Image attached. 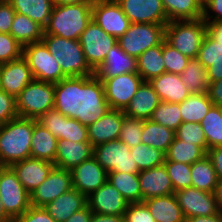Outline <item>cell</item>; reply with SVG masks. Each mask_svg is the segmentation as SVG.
Instances as JSON below:
<instances>
[{
	"instance_id": "cell-40",
	"label": "cell",
	"mask_w": 222,
	"mask_h": 222,
	"mask_svg": "<svg viewBox=\"0 0 222 222\" xmlns=\"http://www.w3.org/2000/svg\"><path fill=\"white\" fill-rule=\"evenodd\" d=\"M207 150L222 146V108L213 105L201 121Z\"/></svg>"
},
{
	"instance_id": "cell-12",
	"label": "cell",
	"mask_w": 222,
	"mask_h": 222,
	"mask_svg": "<svg viewBox=\"0 0 222 222\" xmlns=\"http://www.w3.org/2000/svg\"><path fill=\"white\" fill-rule=\"evenodd\" d=\"M92 20L116 39L126 33L131 24L116 0L93 1Z\"/></svg>"
},
{
	"instance_id": "cell-42",
	"label": "cell",
	"mask_w": 222,
	"mask_h": 222,
	"mask_svg": "<svg viewBox=\"0 0 222 222\" xmlns=\"http://www.w3.org/2000/svg\"><path fill=\"white\" fill-rule=\"evenodd\" d=\"M180 114V103L161 101L154 109L150 119L172 131H176L179 125L183 122Z\"/></svg>"
},
{
	"instance_id": "cell-53",
	"label": "cell",
	"mask_w": 222,
	"mask_h": 222,
	"mask_svg": "<svg viewBox=\"0 0 222 222\" xmlns=\"http://www.w3.org/2000/svg\"><path fill=\"white\" fill-rule=\"evenodd\" d=\"M13 222H56L44 207L31 206L21 216L13 220Z\"/></svg>"
},
{
	"instance_id": "cell-57",
	"label": "cell",
	"mask_w": 222,
	"mask_h": 222,
	"mask_svg": "<svg viewBox=\"0 0 222 222\" xmlns=\"http://www.w3.org/2000/svg\"><path fill=\"white\" fill-rule=\"evenodd\" d=\"M207 156L214 166L218 180H222V146L208 149Z\"/></svg>"
},
{
	"instance_id": "cell-24",
	"label": "cell",
	"mask_w": 222,
	"mask_h": 222,
	"mask_svg": "<svg viewBox=\"0 0 222 222\" xmlns=\"http://www.w3.org/2000/svg\"><path fill=\"white\" fill-rule=\"evenodd\" d=\"M127 73H138L137 58L128 55L118 43L108 51L104 62L94 72L99 79L114 78Z\"/></svg>"
},
{
	"instance_id": "cell-29",
	"label": "cell",
	"mask_w": 222,
	"mask_h": 222,
	"mask_svg": "<svg viewBox=\"0 0 222 222\" xmlns=\"http://www.w3.org/2000/svg\"><path fill=\"white\" fill-rule=\"evenodd\" d=\"M31 139V157L54 164L58 139L37 120L34 121Z\"/></svg>"
},
{
	"instance_id": "cell-36",
	"label": "cell",
	"mask_w": 222,
	"mask_h": 222,
	"mask_svg": "<svg viewBox=\"0 0 222 222\" xmlns=\"http://www.w3.org/2000/svg\"><path fill=\"white\" fill-rule=\"evenodd\" d=\"M174 138L175 131L151 119L145 120L141 136L142 143L166 153Z\"/></svg>"
},
{
	"instance_id": "cell-59",
	"label": "cell",
	"mask_w": 222,
	"mask_h": 222,
	"mask_svg": "<svg viewBox=\"0 0 222 222\" xmlns=\"http://www.w3.org/2000/svg\"><path fill=\"white\" fill-rule=\"evenodd\" d=\"M207 33L222 46V22H206Z\"/></svg>"
},
{
	"instance_id": "cell-52",
	"label": "cell",
	"mask_w": 222,
	"mask_h": 222,
	"mask_svg": "<svg viewBox=\"0 0 222 222\" xmlns=\"http://www.w3.org/2000/svg\"><path fill=\"white\" fill-rule=\"evenodd\" d=\"M17 117L15 97L0 89V125Z\"/></svg>"
},
{
	"instance_id": "cell-28",
	"label": "cell",
	"mask_w": 222,
	"mask_h": 222,
	"mask_svg": "<svg viewBox=\"0 0 222 222\" xmlns=\"http://www.w3.org/2000/svg\"><path fill=\"white\" fill-rule=\"evenodd\" d=\"M143 203L156 222H185L175 193L167 196L148 198Z\"/></svg>"
},
{
	"instance_id": "cell-61",
	"label": "cell",
	"mask_w": 222,
	"mask_h": 222,
	"mask_svg": "<svg viewBox=\"0 0 222 222\" xmlns=\"http://www.w3.org/2000/svg\"><path fill=\"white\" fill-rule=\"evenodd\" d=\"M90 222H124V217L93 213Z\"/></svg>"
},
{
	"instance_id": "cell-55",
	"label": "cell",
	"mask_w": 222,
	"mask_h": 222,
	"mask_svg": "<svg viewBox=\"0 0 222 222\" xmlns=\"http://www.w3.org/2000/svg\"><path fill=\"white\" fill-rule=\"evenodd\" d=\"M15 13L7 0H0V33H10Z\"/></svg>"
},
{
	"instance_id": "cell-62",
	"label": "cell",
	"mask_w": 222,
	"mask_h": 222,
	"mask_svg": "<svg viewBox=\"0 0 222 222\" xmlns=\"http://www.w3.org/2000/svg\"><path fill=\"white\" fill-rule=\"evenodd\" d=\"M186 222H222V213L219 212L218 214L212 216H197L187 218Z\"/></svg>"
},
{
	"instance_id": "cell-16",
	"label": "cell",
	"mask_w": 222,
	"mask_h": 222,
	"mask_svg": "<svg viewBox=\"0 0 222 222\" xmlns=\"http://www.w3.org/2000/svg\"><path fill=\"white\" fill-rule=\"evenodd\" d=\"M131 23L166 25L169 21L161 0H116Z\"/></svg>"
},
{
	"instance_id": "cell-56",
	"label": "cell",
	"mask_w": 222,
	"mask_h": 222,
	"mask_svg": "<svg viewBox=\"0 0 222 222\" xmlns=\"http://www.w3.org/2000/svg\"><path fill=\"white\" fill-rule=\"evenodd\" d=\"M207 94L213 105L222 108V79L210 83Z\"/></svg>"
},
{
	"instance_id": "cell-54",
	"label": "cell",
	"mask_w": 222,
	"mask_h": 222,
	"mask_svg": "<svg viewBox=\"0 0 222 222\" xmlns=\"http://www.w3.org/2000/svg\"><path fill=\"white\" fill-rule=\"evenodd\" d=\"M202 19L205 22H222V0H203Z\"/></svg>"
},
{
	"instance_id": "cell-31",
	"label": "cell",
	"mask_w": 222,
	"mask_h": 222,
	"mask_svg": "<svg viewBox=\"0 0 222 222\" xmlns=\"http://www.w3.org/2000/svg\"><path fill=\"white\" fill-rule=\"evenodd\" d=\"M168 21L202 18L203 0H161Z\"/></svg>"
},
{
	"instance_id": "cell-33",
	"label": "cell",
	"mask_w": 222,
	"mask_h": 222,
	"mask_svg": "<svg viewBox=\"0 0 222 222\" xmlns=\"http://www.w3.org/2000/svg\"><path fill=\"white\" fill-rule=\"evenodd\" d=\"M44 29L29 17L15 13L10 34L22 45L42 41Z\"/></svg>"
},
{
	"instance_id": "cell-20",
	"label": "cell",
	"mask_w": 222,
	"mask_h": 222,
	"mask_svg": "<svg viewBox=\"0 0 222 222\" xmlns=\"http://www.w3.org/2000/svg\"><path fill=\"white\" fill-rule=\"evenodd\" d=\"M10 167L26 191L31 194L47 178L55 164L29 157L12 164Z\"/></svg>"
},
{
	"instance_id": "cell-15",
	"label": "cell",
	"mask_w": 222,
	"mask_h": 222,
	"mask_svg": "<svg viewBox=\"0 0 222 222\" xmlns=\"http://www.w3.org/2000/svg\"><path fill=\"white\" fill-rule=\"evenodd\" d=\"M175 195L185 219L197 216H212L220 212L214 193L188 187L176 191Z\"/></svg>"
},
{
	"instance_id": "cell-39",
	"label": "cell",
	"mask_w": 222,
	"mask_h": 222,
	"mask_svg": "<svg viewBox=\"0 0 222 222\" xmlns=\"http://www.w3.org/2000/svg\"><path fill=\"white\" fill-rule=\"evenodd\" d=\"M206 155L207 153L200 146L174 138L165 153V160L192 165Z\"/></svg>"
},
{
	"instance_id": "cell-2",
	"label": "cell",
	"mask_w": 222,
	"mask_h": 222,
	"mask_svg": "<svg viewBox=\"0 0 222 222\" xmlns=\"http://www.w3.org/2000/svg\"><path fill=\"white\" fill-rule=\"evenodd\" d=\"M35 120L17 117L0 125V166H11L31 157Z\"/></svg>"
},
{
	"instance_id": "cell-35",
	"label": "cell",
	"mask_w": 222,
	"mask_h": 222,
	"mask_svg": "<svg viewBox=\"0 0 222 222\" xmlns=\"http://www.w3.org/2000/svg\"><path fill=\"white\" fill-rule=\"evenodd\" d=\"M191 178L192 187L208 193H214L219 181L214 166L207 155L191 165Z\"/></svg>"
},
{
	"instance_id": "cell-45",
	"label": "cell",
	"mask_w": 222,
	"mask_h": 222,
	"mask_svg": "<svg viewBox=\"0 0 222 222\" xmlns=\"http://www.w3.org/2000/svg\"><path fill=\"white\" fill-rule=\"evenodd\" d=\"M145 120L124 116L120 130L119 140L125 143L129 148L142 143L141 136Z\"/></svg>"
},
{
	"instance_id": "cell-9",
	"label": "cell",
	"mask_w": 222,
	"mask_h": 222,
	"mask_svg": "<svg viewBox=\"0 0 222 222\" xmlns=\"http://www.w3.org/2000/svg\"><path fill=\"white\" fill-rule=\"evenodd\" d=\"M0 199L13 220L31 207L30 194L10 166H0Z\"/></svg>"
},
{
	"instance_id": "cell-32",
	"label": "cell",
	"mask_w": 222,
	"mask_h": 222,
	"mask_svg": "<svg viewBox=\"0 0 222 222\" xmlns=\"http://www.w3.org/2000/svg\"><path fill=\"white\" fill-rule=\"evenodd\" d=\"M137 71L144 81H150L166 72L162 43L151 47L137 58Z\"/></svg>"
},
{
	"instance_id": "cell-8",
	"label": "cell",
	"mask_w": 222,
	"mask_h": 222,
	"mask_svg": "<svg viewBox=\"0 0 222 222\" xmlns=\"http://www.w3.org/2000/svg\"><path fill=\"white\" fill-rule=\"evenodd\" d=\"M22 57L27 61L35 80L55 84L66 78L43 41L23 46Z\"/></svg>"
},
{
	"instance_id": "cell-26",
	"label": "cell",
	"mask_w": 222,
	"mask_h": 222,
	"mask_svg": "<svg viewBox=\"0 0 222 222\" xmlns=\"http://www.w3.org/2000/svg\"><path fill=\"white\" fill-rule=\"evenodd\" d=\"M160 102L159 96L149 81H143L124 110V114L131 118L147 120L151 118L154 109Z\"/></svg>"
},
{
	"instance_id": "cell-22",
	"label": "cell",
	"mask_w": 222,
	"mask_h": 222,
	"mask_svg": "<svg viewBox=\"0 0 222 222\" xmlns=\"http://www.w3.org/2000/svg\"><path fill=\"white\" fill-rule=\"evenodd\" d=\"M142 202L148 198L175 193L165 164L138 173Z\"/></svg>"
},
{
	"instance_id": "cell-46",
	"label": "cell",
	"mask_w": 222,
	"mask_h": 222,
	"mask_svg": "<svg viewBox=\"0 0 222 222\" xmlns=\"http://www.w3.org/2000/svg\"><path fill=\"white\" fill-rule=\"evenodd\" d=\"M162 55L166 72L176 75H180L185 70L190 59L169 45L165 40L162 42Z\"/></svg>"
},
{
	"instance_id": "cell-63",
	"label": "cell",
	"mask_w": 222,
	"mask_h": 222,
	"mask_svg": "<svg viewBox=\"0 0 222 222\" xmlns=\"http://www.w3.org/2000/svg\"><path fill=\"white\" fill-rule=\"evenodd\" d=\"M214 196L216 199L218 209L222 213V180L218 181V184L216 185L214 190Z\"/></svg>"
},
{
	"instance_id": "cell-4",
	"label": "cell",
	"mask_w": 222,
	"mask_h": 222,
	"mask_svg": "<svg viewBox=\"0 0 222 222\" xmlns=\"http://www.w3.org/2000/svg\"><path fill=\"white\" fill-rule=\"evenodd\" d=\"M42 41L59 63L66 77H86L94 75V71L85 60L79 40L66 39L53 34H43Z\"/></svg>"
},
{
	"instance_id": "cell-47",
	"label": "cell",
	"mask_w": 222,
	"mask_h": 222,
	"mask_svg": "<svg viewBox=\"0 0 222 222\" xmlns=\"http://www.w3.org/2000/svg\"><path fill=\"white\" fill-rule=\"evenodd\" d=\"M60 139L70 140L72 142L89 141L88 128L78 120L62 114Z\"/></svg>"
},
{
	"instance_id": "cell-30",
	"label": "cell",
	"mask_w": 222,
	"mask_h": 222,
	"mask_svg": "<svg viewBox=\"0 0 222 222\" xmlns=\"http://www.w3.org/2000/svg\"><path fill=\"white\" fill-rule=\"evenodd\" d=\"M15 12L25 15L39 24L43 29L48 24L52 9L53 0H7Z\"/></svg>"
},
{
	"instance_id": "cell-65",
	"label": "cell",
	"mask_w": 222,
	"mask_h": 222,
	"mask_svg": "<svg viewBox=\"0 0 222 222\" xmlns=\"http://www.w3.org/2000/svg\"><path fill=\"white\" fill-rule=\"evenodd\" d=\"M0 222H13V219L5 212L1 199H0Z\"/></svg>"
},
{
	"instance_id": "cell-3",
	"label": "cell",
	"mask_w": 222,
	"mask_h": 222,
	"mask_svg": "<svg viewBox=\"0 0 222 222\" xmlns=\"http://www.w3.org/2000/svg\"><path fill=\"white\" fill-rule=\"evenodd\" d=\"M92 4L54 5L43 34L79 40L82 32L92 20Z\"/></svg>"
},
{
	"instance_id": "cell-5",
	"label": "cell",
	"mask_w": 222,
	"mask_h": 222,
	"mask_svg": "<svg viewBox=\"0 0 222 222\" xmlns=\"http://www.w3.org/2000/svg\"><path fill=\"white\" fill-rule=\"evenodd\" d=\"M206 34L202 18L169 21L165 26V41L190 59L197 58Z\"/></svg>"
},
{
	"instance_id": "cell-10",
	"label": "cell",
	"mask_w": 222,
	"mask_h": 222,
	"mask_svg": "<svg viewBox=\"0 0 222 222\" xmlns=\"http://www.w3.org/2000/svg\"><path fill=\"white\" fill-rule=\"evenodd\" d=\"M79 41L85 60L94 72L102 65L108 51L117 43L114 36L107 34L93 20L82 32Z\"/></svg>"
},
{
	"instance_id": "cell-51",
	"label": "cell",
	"mask_w": 222,
	"mask_h": 222,
	"mask_svg": "<svg viewBox=\"0 0 222 222\" xmlns=\"http://www.w3.org/2000/svg\"><path fill=\"white\" fill-rule=\"evenodd\" d=\"M37 122L50 131L58 140L60 139L62 127V113L55 108L41 115Z\"/></svg>"
},
{
	"instance_id": "cell-64",
	"label": "cell",
	"mask_w": 222,
	"mask_h": 222,
	"mask_svg": "<svg viewBox=\"0 0 222 222\" xmlns=\"http://www.w3.org/2000/svg\"><path fill=\"white\" fill-rule=\"evenodd\" d=\"M54 5H63V4H70V5H79L84 3H93L91 0H53Z\"/></svg>"
},
{
	"instance_id": "cell-60",
	"label": "cell",
	"mask_w": 222,
	"mask_h": 222,
	"mask_svg": "<svg viewBox=\"0 0 222 222\" xmlns=\"http://www.w3.org/2000/svg\"><path fill=\"white\" fill-rule=\"evenodd\" d=\"M93 212L88 206L82 210L72 214V216L64 222H90Z\"/></svg>"
},
{
	"instance_id": "cell-48",
	"label": "cell",
	"mask_w": 222,
	"mask_h": 222,
	"mask_svg": "<svg viewBox=\"0 0 222 222\" xmlns=\"http://www.w3.org/2000/svg\"><path fill=\"white\" fill-rule=\"evenodd\" d=\"M23 46L10 34L0 33V64L22 57Z\"/></svg>"
},
{
	"instance_id": "cell-17",
	"label": "cell",
	"mask_w": 222,
	"mask_h": 222,
	"mask_svg": "<svg viewBox=\"0 0 222 222\" xmlns=\"http://www.w3.org/2000/svg\"><path fill=\"white\" fill-rule=\"evenodd\" d=\"M74 189L88 197L98 190L108 179V172L92 156L71 171Z\"/></svg>"
},
{
	"instance_id": "cell-43",
	"label": "cell",
	"mask_w": 222,
	"mask_h": 222,
	"mask_svg": "<svg viewBox=\"0 0 222 222\" xmlns=\"http://www.w3.org/2000/svg\"><path fill=\"white\" fill-rule=\"evenodd\" d=\"M164 164L174 192L192 187L191 165L168 160H165Z\"/></svg>"
},
{
	"instance_id": "cell-23",
	"label": "cell",
	"mask_w": 222,
	"mask_h": 222,
	"mask_svg": "<svg viewBox=\"0 0 222 222\" xmlns=\"http://www.w3.org/2000/svg\"><path fill=\"white\" fill-rule=\"evenodd\" d=\"M94 147L89 141L72 142L59 139L55 158V167L71 171L74 167L93 156Z\"/></svg>"
},
{
	"instance_id": "cell-14",
	"label": "cell",
	"mask_w": 222,
	"mask_h": 222,
	"mask_svg": "<svg viewBox=\"0 0 222 222\" xmlns=\"http://www.w3.org/2000/svg\"><path fill=\"white\" fill-rule=\"evenodd\" d=\"M72 188L71 172L54 167L47 178L30 194L31 206L45 207Z\"/></svg>"
},
{
	"instance_id": "cell-34",
	"label": "cell",
	"mask_w": 222,
	"mask_h": 222,
	"mask_svg": "<svg viewBox=\"0 0 222 222\" xmlns=\"http://www.w3.org/2000/svg\"><path fill=\"white\" fill-rule=\"evenodd\" d=\"M107 180L122 194L127 202H142L138 173L108 172Z\"/></svg>"
},
{
	"instance_id": "cell-49",
	"label": "cell",
	"mask_w": 222,
	"mask_h": 222,
	"mask_svg": "<svg viewBox=\"0 0 222 222\" xmlns=\"http://www.w3.org/2000/svg\"><path fill=\"white\" fill-rule=\"evenodd\" d=\"M221 56L222 46L207 33L198 52V61L207 69Z\"/></svg>"
},
{
	"instance_id": "cell-50",
	"label": "cell",
	"mask_w": 222,
	"mask_h": 222,
	"mask_svg": "<svg viewBox=\"0 0 222 222\" xmlns=\"http://www.w3.org/2000/svg\"><path fill=\"white\" fill-rule=\"evenodd\" d=\"M123 217L124 222H156L143 202L129 203Z\"/></svg>"
},
{
	"instance_id": "cell-13",
	"label": "cell",
	"mask_w": 222,
	"mask_h": 222,
	"mask_svg": "<svg viewBox=\"0 0 222 222\" xmlns=\"http://www.w3.org/2000/svg\"><path fill=\"white\" fill-rule=\"evenodd\" d=\"M110 109L125 110L144 81L138 73H127L114 78L100 79Z\"/></svg>"
},
{
	"instance_id": "cell-6",
	"label": "cell",
	"mask_w": 222,
	"mask_h": 222,
	"mask_svg": "<svg viewBox=\"0 0 222 222\" xmlns=\"http://www.w3.org/2000/svg\"><path fill=\"white\" fill-rule=\"evenodd\" d=\"M15 100L18 117L37 120L54 108V83L33 79Z\"/></svg>"
},
{
	"instance_id": "cell-7",
	"label": "cell",
	"mask_w": 222,
	"mask_h": 222,
	"mask_svg": "<svg viewBox=\"0 0 222 222\" xmlns=\"http://www.w3.org/2000/svg\"><path fill=\"white\" fill-rule=\"evenodd\" d=\"M162 24L131 23L126 33L117 39L119 46L130 56L138 58L146 50L165 40Z\"/></svg>"
},
{
	"instance_id": "cell-18",
	"label": "cell",
	"mask_w": 222,
	"mask_h": 222,
	"mask_svg": "<svg viewBox=\"0 0 222 222\" xmlns=\"http://www.w3.org/2000/svg\"><path fill=\"white\" fill-rule=\"evenodd\" d=\"M128 205L129 202L108 180L87 197V206L93 213L124 216Z\"/></svg>"
},
{
	"instance_id": "cell-11",
	"label": "cell",
	"mask_w": 222,
	"mask_h": 222,
	"mask_svg": "<svg viewBox=\"0 0 222 222\" xmlns=\"http://www.w3.org/2000/svg\"><path fill=\"white\" fill-rule=\"evenodd\" d=\"M93 156L107 172H140L130 148L119 139L95 146Z\"/></svg>"
},
{
	"instance_id": "cell-37",
	"label": "cell",
	"mask_w": 222,
	"mask_h": 222,
	"mask_svg": "<svg viewBox=\"0 0 222 222\" xmlns=\"http://www.w3.org/2000/svg\"><path fill=\"white\" fill-rule=\"evenodd\" d=\"M213 106L207 93H191L180 103V115L183 122L201 123Z\"/></svg>"
},
{
	"instance_id": "cell-58",
	"label": "cell",
	"mask_w": 222,
	"mask_h": 222,
	"mask_svg": "<svg viewBox=\"0 0 222 222\" xmlns=\"http://www.w3.org/2000/svg\"><path fill=\"white\" fill-rule=\"evenodd\" d=\"M209 83L222 79V56L207 68Z\"/></svg>"
},
{
	"instance_id": "cell-25",
	"label": "cell",
	"mask_w": 222,
	"mask_h": 222,
	"mask_svg": "<svg viewBox=\"0 0 222 222\" xmlns=\"http://www.w3.org/2000/svg\"><path fill=\"white\" fill-rule=\"evenodd\" d=\"M87 206V197L72 188L47 204L44 209L56 222H64Z\"/></svg>"
},
{
	"instance_id": "cell-21",
	"label": "cell",
	"mask_w": 222,
	"mask_h": 222,
	"mask_svg": "<svg viewBox=\"0 0 222 222\" xmlns=\"http://www.w3.org/2000/svg\"><path fill=\"white\" fill-rule=\"evenodd\" d=\"M124 116L123 110L109 109L104 116L90 124L87 128L88 139L92 146L119 139Z\"/></svg>"
},
{
	"instance_id": "cell-27",
	"label": "cell",
	"mask_w": 222,
	"mask_h": 222,
	"mask_svg": "<svg viewBox=\"0 0 222 222\" xmlns=\"http://www.w3.org/2000/svg\"><path fill=\"white\" fill-rule=\"evenodd\" d=\"M161 101L181 103L189 97L191 92L181 81L180 75L163 73L149 81Z\"/></svg>"
},
{
	"instance_id": "cell-19",
	"label": "cell",
	"mask_w": 222,
	"mask_h": 222,
	"mask_svg": "<svg viewBox=\"0 0 222 222\" xmlns=\"http://www.w3.org/2000/svg\"><path fill=\"white\" fill-rule=\"evenodd\" d=\"M33 79L29 65L23 57L0 64V89L15 98Z\"/></svg>"
},
{
	"instance_id": "cell-44",
	"label": "cell",
	"mask_w": 222,
	"mask_h": 222,
	"mask_svg": "<svg viewBox=\"0 0 222 222\" xmlns=\"http://www.w3.org/2000/svg\"><path fill=\"white\" fill-rule=\"evenodd\" d=\"M175 138L200 146L207 153V140L201 123L182 122L175 131Z\"/></svg>"
},
{
	"instance_id": "cell-1",
	"label": "cell",
	"mask_w": 222,
	"mask_h": 222,
	"mask_svg": "<svg viewBox=\"0 0 222 222\" xmlns=\"http://www.w3.org/2000/svg\"><path fill=\"white\" fill-rule=\"evenodd\" d=\"M54 108L87 127L110 109L105 98L103 82L95 74L66 77L55 83Z\"/></svg>"
},
{
	"instance_id": "cell-38",
	"label": "cell",
	"mask_w": 222,
	"mask_h": 222,
	"mask_svg": "<svg viewBox=\"0 0 222 222\" xmlns=\"http://www.w3.org/2000/svg\"><path fill=\"white\" fill-rule=\"evenodd\" d=\"M180 78L191 93H207L210 85L207 69L197 58L189 59L185 70L180 74Z\"/></svg>"
},
{
	"instance_id": "cell-41",
	"label": "cell",
	"mask_w": 222,
	"mask_h": 222,
	"mask_svg": "<svg viewBox=\"0 0 222 222\" xmlns=\"http://www.w3.org/2000/svg\"><path fill=\"white\" fill-rule=\"evenodd\" d=\"M130 152L140 171L160 166L165 161L164 152L144 143L130 148Z\"/></svg>"
}]
</instances>
